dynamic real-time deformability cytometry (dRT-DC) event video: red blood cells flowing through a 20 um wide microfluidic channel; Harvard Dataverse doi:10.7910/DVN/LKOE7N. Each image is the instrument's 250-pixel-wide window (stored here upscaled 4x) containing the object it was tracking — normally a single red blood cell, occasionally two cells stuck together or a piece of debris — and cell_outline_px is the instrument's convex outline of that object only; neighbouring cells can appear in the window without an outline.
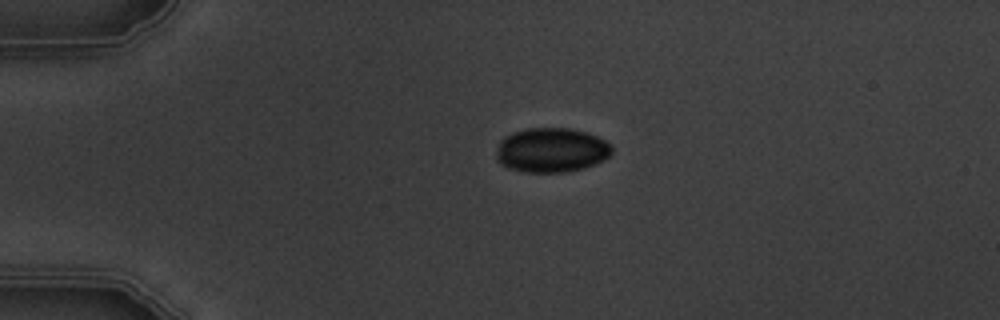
{"species": "common noctule bat (a hibernating species)", "species_latin": "Nyctalus noctula", "temperature_condition": "warm", "stored_images_in_passage": 2, "camera_frame_rate_fps": 3000, "um_per_image_px": 0.085, "animal": {"sex": "male", "body_mass_g": 19.5, "forearm_length_mm": 54.6}, "frame": {"image": 1, "passage_image": 1, "time_ms": 0.0, "image_size_px": [1000, 320], "cell_outline_px": [[612, 152], [608, 156], [592, 164], [580, 168], [564, 172], [524, 172], [508, 168], [500, 164], [496, 160], [496, 148], [500, 140], [504, 136], [512, 132], [528, 128], [568, 128], [584, 132], [596, 136], [604, 140], [612, 148]], "centroid_in_image_um": [46.78, 12.75], "position_along_channel_um": 38.2, "area_um2": 29.77}}